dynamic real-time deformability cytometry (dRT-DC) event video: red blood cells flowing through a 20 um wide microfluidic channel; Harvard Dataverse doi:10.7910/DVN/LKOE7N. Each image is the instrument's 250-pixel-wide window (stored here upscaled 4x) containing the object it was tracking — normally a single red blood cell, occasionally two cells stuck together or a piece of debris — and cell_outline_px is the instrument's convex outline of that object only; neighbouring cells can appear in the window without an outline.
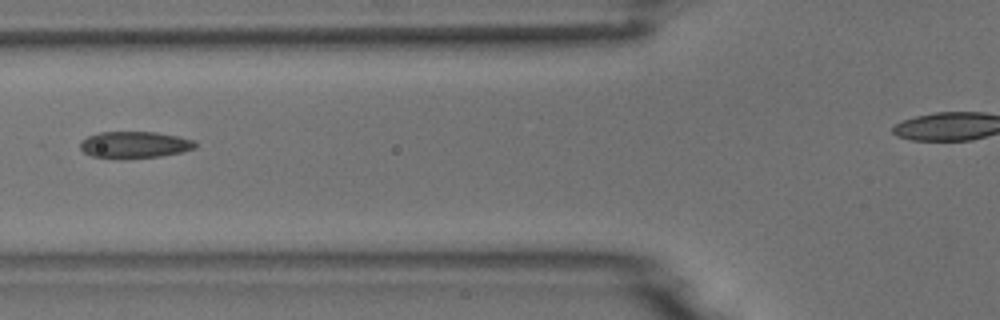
{"species": "common noctule bat (a hibernating species)", "species_latin": "Nyctalus noctula", "temperature_condition": "room temperature", "stored_images_in_passage": 9, "camera_frame_rate_fps": 3000, "um_per_image_px": 0.085, "animal": {"sex": "male", "body_mass_g": 18.8}, "frame": {"image": 1, "passage_image": 6, "time_ms": 6.0, "image_size_px": [1000, 320], "cell_outline_px": [[196, 148], [184, 152], [160, 156], [120, 160], [92, 156], [84, 152], [80, 148], [80, 140], [88, 136], [100, 132], [156, 132], [176, 136], [192, 140], [196, 144]], "centroid_in_image_um": [11.4, 12.33], "position_along_channel_um": 114.4, "area_um2": 18.15}}